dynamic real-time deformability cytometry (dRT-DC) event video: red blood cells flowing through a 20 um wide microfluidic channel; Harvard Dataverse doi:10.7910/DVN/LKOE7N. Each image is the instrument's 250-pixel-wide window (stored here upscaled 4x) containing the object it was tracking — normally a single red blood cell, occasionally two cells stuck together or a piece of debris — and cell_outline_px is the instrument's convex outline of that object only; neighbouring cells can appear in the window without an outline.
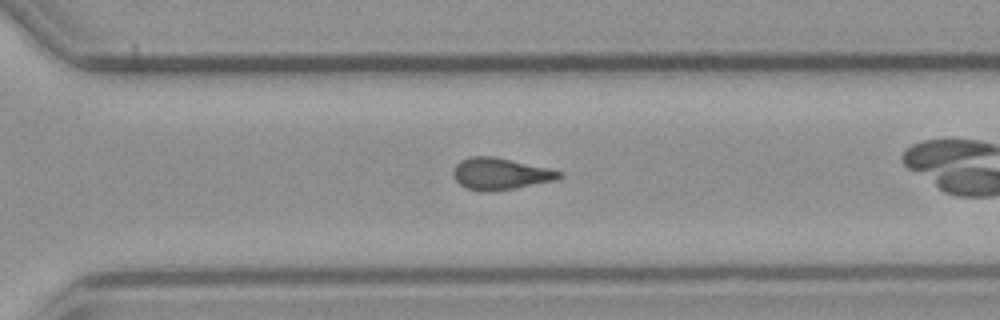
{"species": "common noctule bat (a hibernating species)", "species_latin": "Nyctalus noctula", "temperature_condition": "cold", "stored_images_in_passage": 40, "camera_frame_rate_fps": 3000, "um_per_image_px": 0.085, "animal": {"sex": "male", "body_mass_g": 23.1, "forearm_length_mm": 52.7}, "frame": {"image": 1, "passage_image": 34, "time_ms": 11.0, "image_size_px": [1000, 320], "cell_outline_px": [[564, 176], [556, 180], [516, 188], [492, 192], [484, 192], [468, 188], [460, 184], [452, 176], [452, 168], [460, 160], [472, 156], [492, 156], [548, 168], [564, 172]], "centroid_in_image_um": [42.52, 14.78], "position_along_channel_um": 328.1, "area_um2": 19.71}, "authors_computed_cell_mechanics": {"area_um2": 19.1607, "velocity_mm_per_s": 3.8122, "shape_relaxation_time_tau1_ms": null, "shape_relaxation_time_tau2_ms": 1.7707, "deformation_change_tau1": null, "deformation_change_tau2": 0.0867}}